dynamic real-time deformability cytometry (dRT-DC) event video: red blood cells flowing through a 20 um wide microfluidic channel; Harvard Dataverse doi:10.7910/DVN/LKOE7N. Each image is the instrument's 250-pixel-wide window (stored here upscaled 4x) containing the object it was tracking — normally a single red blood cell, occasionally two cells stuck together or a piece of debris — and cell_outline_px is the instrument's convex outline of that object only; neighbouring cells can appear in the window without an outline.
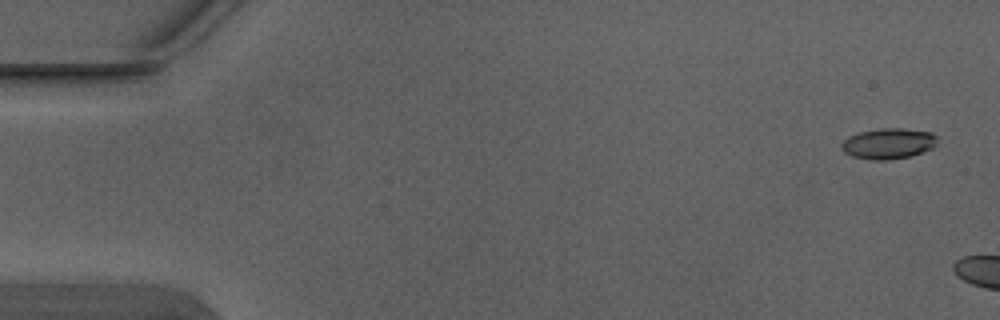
{"species": "Egyptian fruit bat (a non-hibernating species)", "species_latin": "Rousettus aegyptiacus", "temperature_condition": "warm", "stored_images_in_passage": 6, "camera_frame_rate_fps": 3000, "um_per_image_px": 0.085, "animal": {"sex": "male"}, "frame": {"image": 1, "passage_image": 1, "time_ms": 0.0, "image_size_px": [1000, 320], "cell_outline_px": [[936, 144], [932, 148], [908, 156], [888, 160], [872, 160], [852, 156], [844, 152], [840, 148], [840, 144], [848, 136], [860, 132], [880, 128], [904, 128], [932, 132], [936, 136]], "centroid_in_image_um": [75.48, 12.19], "position_along_channel_um": 9.5, "area_um2": 17.11}}
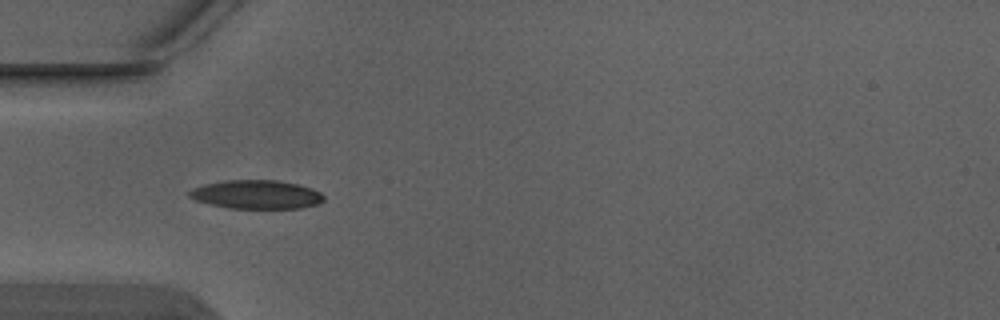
{"frame": {"image": 2, "passage_image": 4, "time_ms": 1.0, "image_size_px": [1000, 320], "cell_outline_px": [[324, 200], [316, 204], [300, 208], [228, 208], [208, 204], [196, 200], [188, 196], [188, 192], [192, 188], [204, 184], [224, 180], [280, 180], [300, 184], [312, 188], [320, 192], [324, 196]], "centroid_in_image_um": [21.78, 16.52], "position_along_channel_um": 63.2, "area_um2": 22.66}}
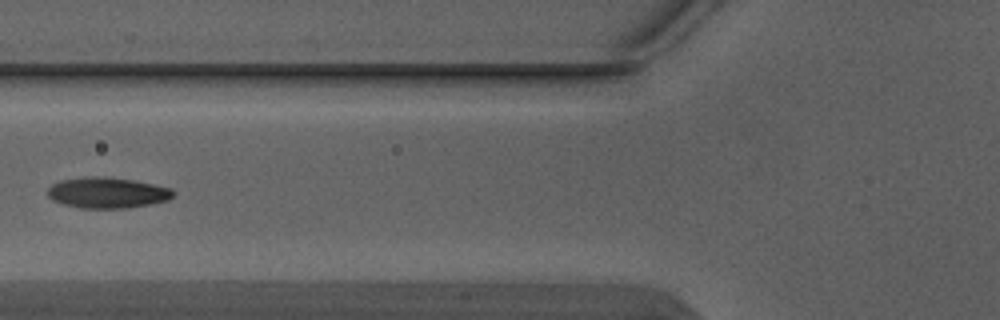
{"frame": {"image": 3, "passage_image": 5, "time_ms": 1.333, "image_size_px": [1000, 320], "cell_outline_px": [[176, 192], [168, 200], [148, 204], [124, 208], [80, 208], [64, 204], [52, 200], [48, 196], [48, 188], [52, 184], [60, 180], [84, 176], [104, 176], [132, 180], [172, 188]], "centroid_in_image_um": [9.09, 16.37], "position_along_channel_um": 116.7, "area_um2": 22.54}}